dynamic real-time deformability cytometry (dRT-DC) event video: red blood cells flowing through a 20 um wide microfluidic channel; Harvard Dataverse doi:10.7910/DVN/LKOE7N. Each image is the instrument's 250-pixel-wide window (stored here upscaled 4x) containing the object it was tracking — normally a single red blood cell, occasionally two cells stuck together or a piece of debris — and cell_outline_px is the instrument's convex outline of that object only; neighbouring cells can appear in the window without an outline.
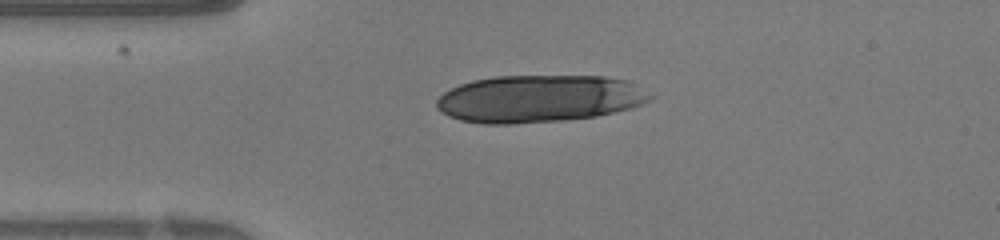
{"species": "human", "species_latin": "Homo sapiens", "temperature_condition": "warm", "stored_images_in_passage": 44, "segment_of_instrument_passage": [2, 4], "camera_frame_rate_fps": 3000, "um_per_image_px": 0.085, "donor": {"sex": "female"}, "frame": {"image": 1, "passage_image": 8, "time_ms": 2.333, "image_size_px": [1000, 240], "cell_outline_px": [[600, 96], [444, 96], [448, 92], [456, 88], [468, 84], [484, 80], [532, 76], [600, 80]], "centroid_in_image_um": [45.04, 7.44], "position_along_channel_um": 40.0, "area_um2": 17.98}}